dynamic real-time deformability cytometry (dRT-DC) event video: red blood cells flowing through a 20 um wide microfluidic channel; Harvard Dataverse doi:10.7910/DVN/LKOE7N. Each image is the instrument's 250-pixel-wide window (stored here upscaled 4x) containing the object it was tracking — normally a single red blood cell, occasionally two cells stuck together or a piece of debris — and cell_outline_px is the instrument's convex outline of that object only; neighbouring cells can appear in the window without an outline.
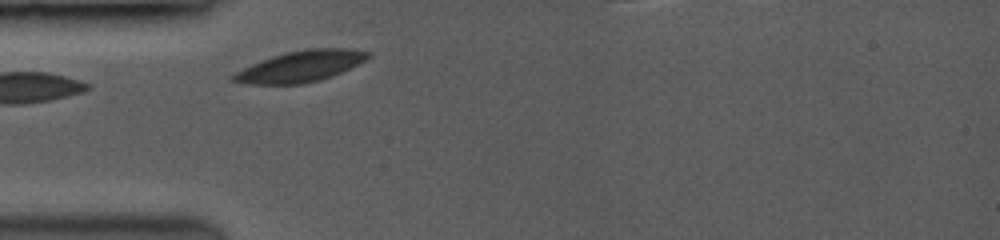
{"species": "common noctule bat (a hibernating species)", "species_latin": "Nyctalus noctula", "temperature_condition": "room temperature", "stored_images_in_passage": 11, "camera_frame_rate_fps": 3500, "um_per_image_px": 0.085, "animal": {"sex": "female", "body_mass_g": 19.0, "forearm_length_mm": 53.3}, "frame": {"image": 1, "passage_image": 3, "time_ms": 0.286, "image_size_px": [1000, 240], "cell_outline_px": [[372, 56], [340, 72], [316, 80], [300, 84], [252, 84], [232, 80], [232, 76], [236, 72], [252, 64], [272, 56], [284, 52], [308, 48], [352, 48], [372, 52]], "centroid_in_image_um": [25.58, 5.6], "position_along_channel_um": 59.4, "area_um2": 23.93}}